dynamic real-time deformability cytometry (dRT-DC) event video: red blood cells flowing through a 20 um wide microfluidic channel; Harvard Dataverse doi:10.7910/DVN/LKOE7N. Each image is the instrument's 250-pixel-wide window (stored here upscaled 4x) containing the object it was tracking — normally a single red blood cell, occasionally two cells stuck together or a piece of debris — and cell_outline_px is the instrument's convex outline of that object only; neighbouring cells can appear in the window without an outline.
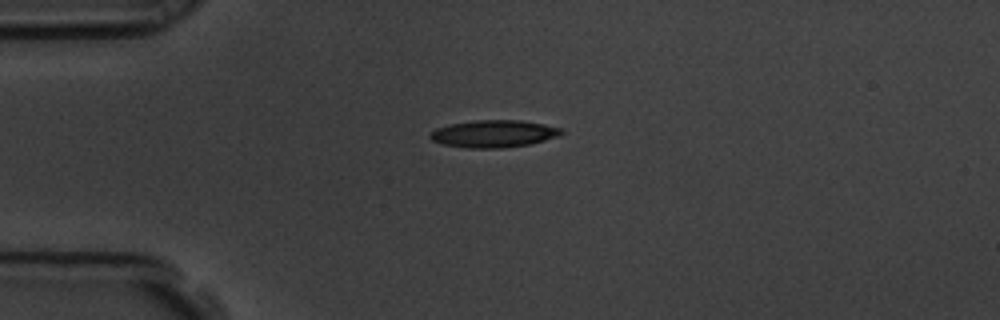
{"species": "common noctule bat (a hibernating species)", "species_latin": "Nyctalus noctula", "temperature_condition": "room temperature", "stored_images_in_passage": 2, "camera_frame_rate_fps": 3000, "um_per_image_px": 0.085, "animal": {"sex": "male", "body_mass_g": 19.5, "forearm_length_mm": 54.6}, "frame": {"image": 1, "passage_image": 1, "time_ms": 0.0, "image_size_px": [1000, 320], "cell_outline_px": [[564, 132], [560, 136], [528, 144], [500, 148], [468, 148], [444, 144], [432, 140], [428, 136], [436, 128], [448, 124], [476, 120], [520, 120], [544, 124], [564, 128]], "centroid_in_image_um": [41.99, 11.36], "position_along_channel_um": 43.0, "area_um2": 20.87}}